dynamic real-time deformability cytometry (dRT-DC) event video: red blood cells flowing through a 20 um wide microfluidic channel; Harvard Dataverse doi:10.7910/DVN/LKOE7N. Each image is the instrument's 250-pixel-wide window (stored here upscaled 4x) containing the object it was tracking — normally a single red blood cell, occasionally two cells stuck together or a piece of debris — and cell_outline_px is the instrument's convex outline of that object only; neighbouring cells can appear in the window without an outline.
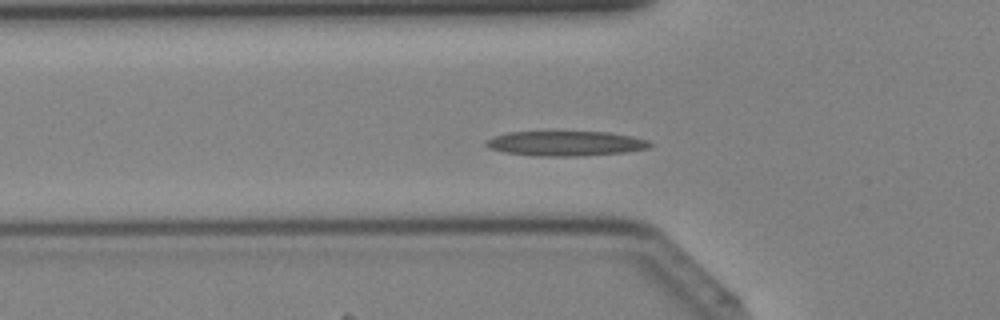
{"species": "Egyptian fruit bat (a non-hibernating species)", "species_latin": "Rousettus aegyptiacus", "temperature_condition": "cold", "stored_images_in_passage": 31, "camera_frame_rate_fps": 3000, "um_per_image_px": 0.085, "animal": {"sex": "female"}, "frame": {"image": 1, "passage_image": 4, "time_ms": 1.0, "image_size_px": [1000, 320], "cell_outline_px": [[652, 144], [648, 148], [624, 152], [576, 156], [536, 156], [504, 152], [492, 148], [484, 144], [484, 140], [492, 136], [508, 132], [608, 132], [632, 136], [648, 140]], "centroid_in_image_um": [48.05, 12.19], "position_along_channel_um": 77.8, "area_um2": 23.64}}
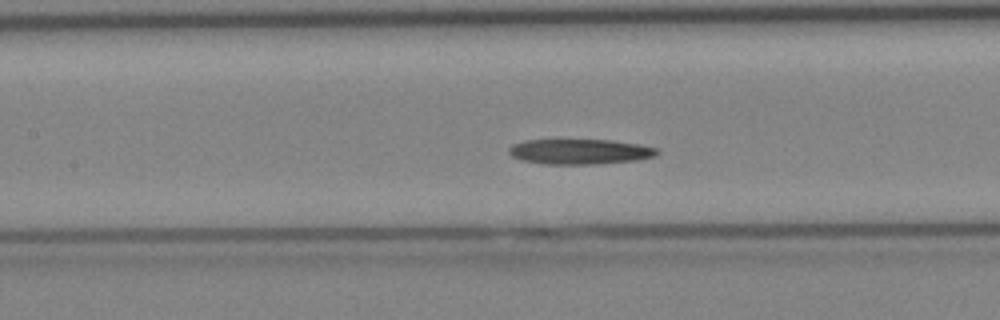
{"frame": {"image": 2, "passage_image": 9, "time_ms": 2.667, "image_size_px": [1000, 320], "cell_outline_px": [[660, 152], [656, 156], [636, 160], [596, 164], [544, 164], [520, 160], [512, 156], [508, 152], [508, 148], [512, 144], [524, 140], [612, 140], [640, 144], [660, 148]], "centroid_in_image_um": [49.31, 12.88], "position_along_channel_um": 158.1, "area_um2": 22.02}}
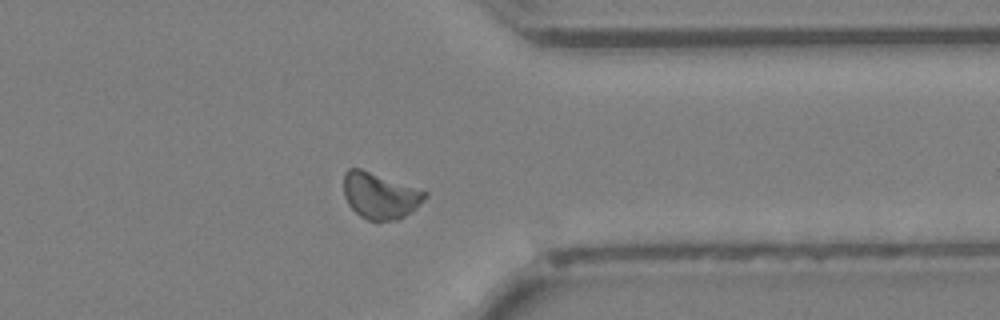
{"frame": {"image": 3, "passage_image": 23, "time_ms": 7.333, "image_size_px": [1000, 320], "cell_outline_px": [[428, 196], [416, 208], [400, 220], [368, 220], [360, 216], [348, 204], [344, 196], [344, 172], [348, 168], [360, 168], [428, 192]], "centroid_in_image_um": [32.3, 16.63], "position_along_channel_um": 379.1, "area_um2": 21.79}}